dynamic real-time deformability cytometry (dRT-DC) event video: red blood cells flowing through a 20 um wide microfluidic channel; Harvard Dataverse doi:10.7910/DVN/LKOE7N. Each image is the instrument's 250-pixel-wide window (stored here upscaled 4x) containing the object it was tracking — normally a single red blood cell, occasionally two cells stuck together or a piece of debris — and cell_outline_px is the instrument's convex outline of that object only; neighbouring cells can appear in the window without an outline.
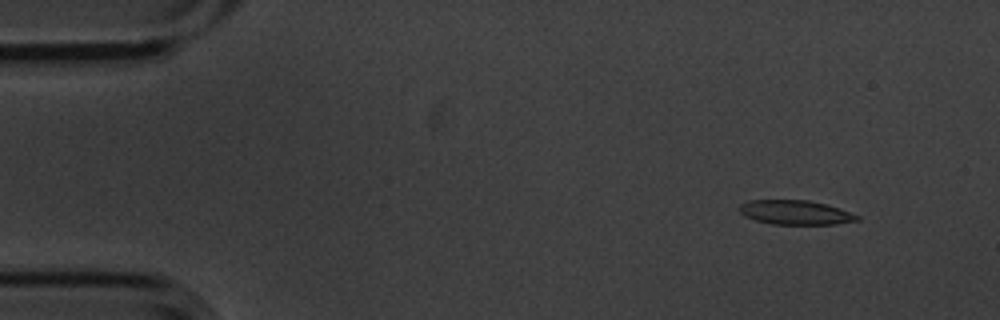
{"species": "common noctule bat (a hibernating species)", "species_latin": "Nyctalus noctula", "temperature_condition": "cold", "stored_images_in_passage": 4, "camera_frame_rate_fps": 3000, "um_per_image_px": 0.085, "animal": {"sex": "male", "body_mass_g": 20.1, "forearm_length_mm": 53.5}, "frame": {"image": 1, "passage_image": 1, "time_ms": 0.0, "image_size_px": [1000, 320], "cell_outline_px": [[860, 220], [836, 224], [772, 224], [756, 220], [744, 216], [740, 212], [740, 204], [748, 200], [808, 200], [840, 208], [860, 216]], "centroid_in_image_um": [67.62, 18.06], "position_along_channel_um": 17.4, "area_um2": 16.65}}
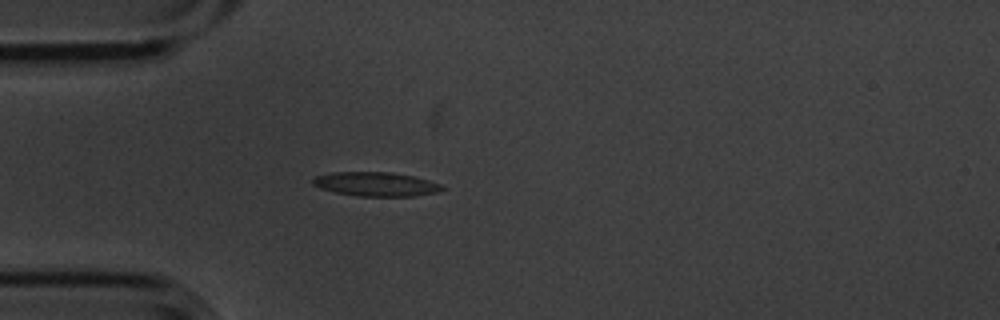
{"frame": {"image": 2, "passage_image": 4, "time_ms": 1.0, "image_size_px": [1000, 320], "cell_outline_px": [[444, 188], [436, 192], [412, 196], [356, 196], [336, 192], [320, 188], [312, 184], [312, 180], [316, 176], [332, 172], [392, 172], [412, 176], [428, 180], [440, 184]], "centroid_in_image_um": [31.91, 15.65], "position_along_channel_um": 53.1, "area_um2": 17.98}}